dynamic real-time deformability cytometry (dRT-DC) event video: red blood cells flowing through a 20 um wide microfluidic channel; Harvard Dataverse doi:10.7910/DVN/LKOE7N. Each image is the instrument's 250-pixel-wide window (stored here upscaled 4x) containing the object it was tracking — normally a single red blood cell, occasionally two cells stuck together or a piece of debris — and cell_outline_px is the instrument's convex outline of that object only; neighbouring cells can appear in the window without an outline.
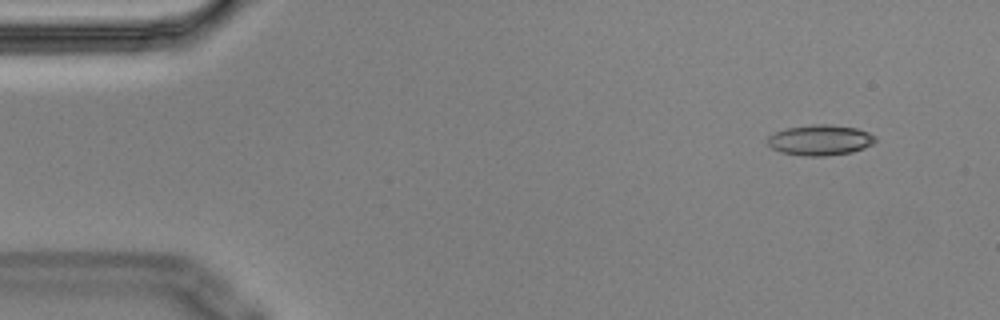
{"species": "Egyptian fruit bat (a non-hibernating species)", "species_latin": "Rousettus aegyptiacus", "temperature_condition": "cold", "stored_images_in_passage": 4, "camera_frame_rate_fps": 3000, "um_per_image_px": 0.085, "animal": {"sex": "male"}, "frame": {"image": 1, "passage_image": 1, "time_ms": 0.0, "image_size_px": [1000, 320], "cell_outline_px": [[876, 140], [872, 144], [864, 148], [852, 152], [824, 156], [804, 156], [780, 152], [772, 148], [768, 144], [768, 136], [776, 132], [788, 128], [812, 124], [832, 124], [856, 128], [868, 132], [876, 136]], "centroid_in_image_um": [69.73, 11.9], "position_along_channel_um": 15.3, "area_um2": 19.19}}
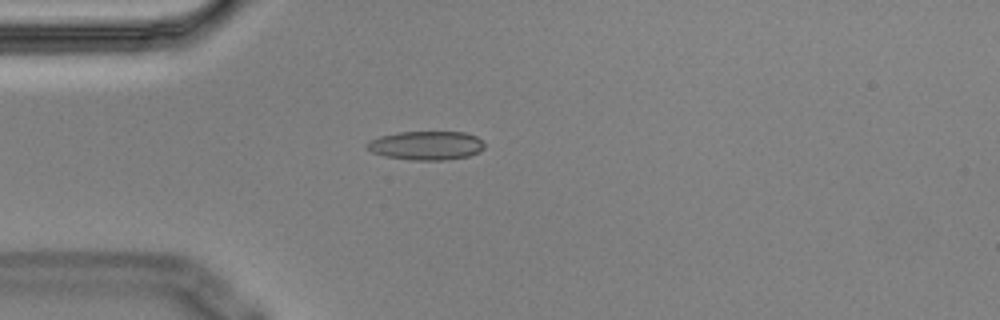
{"frame": {"image": 2, "passage_image": 3, "time_ms": 0.667, "image_size_px": [1000, 320], "cell_outline_px": [[484, 148], [480, 152], [468, 156], [444, 160], [412, 160], [384, 156], [372, 152], [364, 144], [380, 136], [396, 132], [464, 132], [476, 136], [484, 144]], "centroid_in_image_um": [36.23, 12.37], "position_along_channel_um": 48.8, "area_um2": 19.71}}